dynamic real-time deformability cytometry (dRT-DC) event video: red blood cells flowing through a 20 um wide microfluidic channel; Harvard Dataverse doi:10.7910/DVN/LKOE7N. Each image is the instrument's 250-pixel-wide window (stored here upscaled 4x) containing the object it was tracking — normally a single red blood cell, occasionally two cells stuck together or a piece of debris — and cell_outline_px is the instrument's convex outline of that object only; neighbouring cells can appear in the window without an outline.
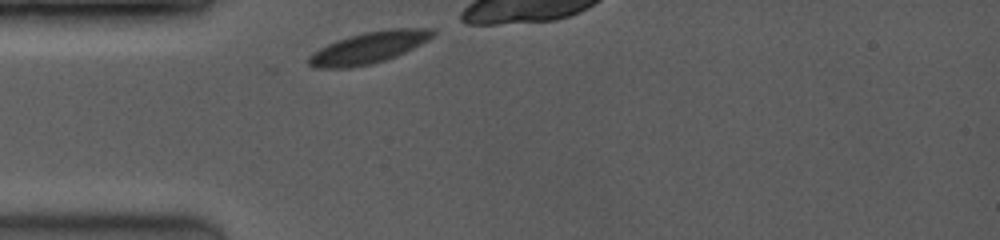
{"species": "common noctule bat (a hibernating species)", "species_latin": "Nyctalus noctula", "temperature_condition": "room temperature", "stored_images_in_passage": 7, "camera_frame_rate_fps": 3500, "um_per_image_px": 0.085, "animal": {"sex": "female", "body_mass_g": 19.0, "forearm_length_mm": 53.3}, "frame": {"image": 1, "passage_image": 1, "time_ms": 0.0, "image_size_px": [1000, 240], "cell_outline_px": [[436, 32], [428, 40], [396, 56], [384, 60], [368, 64], [348, 68], [312, 68], [308, 64], [308, 56], [312, 52], [336, 40], [364, 32], [388, 28], [432, 28]], "centroid_in_image_um": [31.31, 4.04], "position_along_channel_um": 53.7, "area_um2": 22.72}}